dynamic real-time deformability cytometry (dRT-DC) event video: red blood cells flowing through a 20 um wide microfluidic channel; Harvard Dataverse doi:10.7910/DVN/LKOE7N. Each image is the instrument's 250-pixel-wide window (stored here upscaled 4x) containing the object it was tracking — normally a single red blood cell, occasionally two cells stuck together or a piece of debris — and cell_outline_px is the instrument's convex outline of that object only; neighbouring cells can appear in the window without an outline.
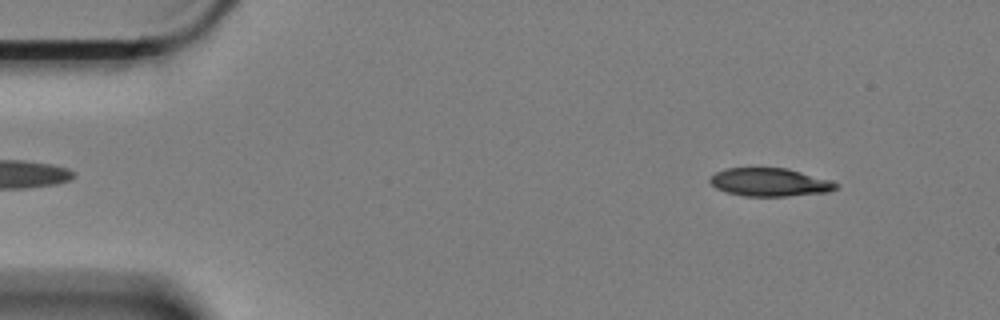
{"species": "Egyptian fruit bat (a non-hibernating species)", "species_latin": "Rousettus aegyptiacus", "temperature_condition": "cold", "stored_images_in_passage": 55, "camera_frame_rate_fps": 3000, "um_per_image_px": 0.085, "animal": {"sex": "female"}, "frame": {"image": 1, "passage_image": 3, "time_ms": 0.667, "image_size_px": [1000, 320], "cell_outline_px": [[840, 184], [836, 188], [828, 192], [788, 196], [744, 196], [728, 192], [716, 188], [708, 180], [716, 172], [728, 168], [784, 168], [832, 180]], "centroid_in_image_um": [65.45, 15.49], "position_along_channel_um": 19.5, "area_um2": 20.52}}
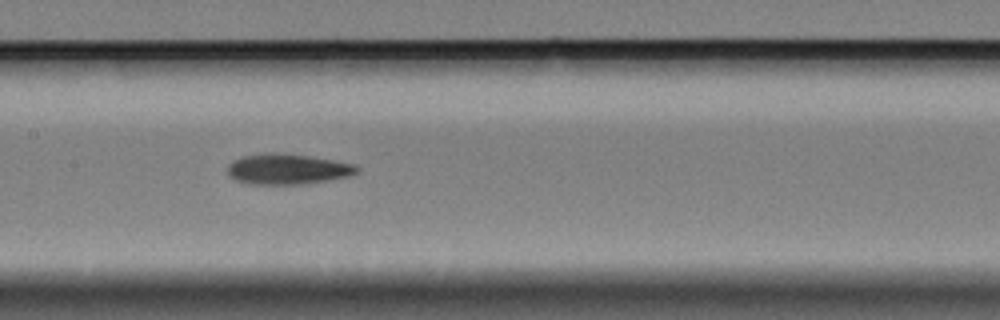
{"frame": {"image": 2, "passage_image": 25, "time_ms": 8.0, "image_size_px": [1000, 320], "cell_outline_px": [[360, 172], [348, 176], [328, 180], [304, 184], [248, 184], [236, 180], [228, 176], [228, 164], [232, 160], [244, 156], [272, 152], [308, 156], [356, 164], [360, 168]], "centroid_in_image_um": [24.44, 14.38], "position_along_channel_um": 183.0, "area_um2": 23.0}}
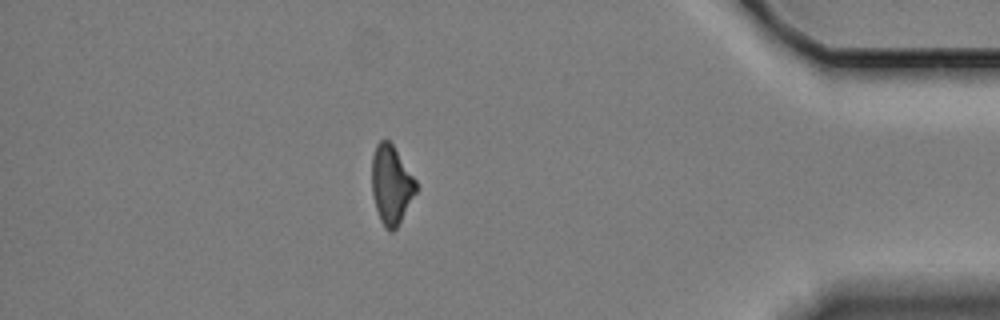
{"frame": {"image": 3, "passage_image": 48, "time_ms": 15.667, "image_size_px": [1000, 320], "cell_outline_px": [[416, 192], [396, 228], [392, 232], [388, 232], [384, 228], [380, 220], [372, 196], [372, 156], [376, 144], [380, 140], [388, 140], [392, 144], [416, 180]], "centroid_in_image_um": [33.23, 15.71], "position_along_channel_um": 402.0, "area_um2": 20.11}, "authors_computed_cell_mechanics": {"area_um2": 22.0218, "velocity_mm_per_s": 3.3664, "shape_relaxation_time_tau1_ms": 6.4467, "shape_relaxation_time_tau2_ms": 8.6475, "deformation_change_tau1": 0.1492, "deformation_change_tau2": 0.1741}}